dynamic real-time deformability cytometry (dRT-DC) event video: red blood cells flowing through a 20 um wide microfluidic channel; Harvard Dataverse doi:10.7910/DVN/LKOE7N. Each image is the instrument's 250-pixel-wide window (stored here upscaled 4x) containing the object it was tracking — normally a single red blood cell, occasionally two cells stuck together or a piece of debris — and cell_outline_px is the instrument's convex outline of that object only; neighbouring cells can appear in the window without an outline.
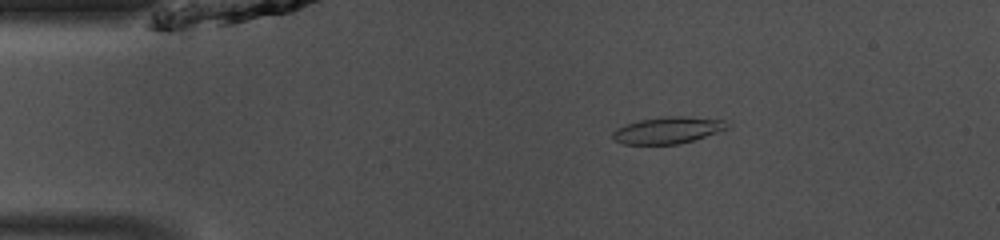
{"species": "common noctule bat (a hibernating species)", "species_latin": "Nyctalus noctula", "temperature_condition": "room temperature", "stored_images_in_passage": 47, "camera_frame_rate_fps": 3000, "um_per_image_px": 0.085, "animal": {"sex": "male", "body_mass_g": 13.0, "forearm_length_mm": 53.1}, "frame": {"image": 1, "passage_image": 8, "time_ms": 2.333, "image_size_px": [1000, 240], "cell_outline_px": [[728, 128], [680, 144], [624, 144], [612, 140], [612, 132], [616, 128], [640, 120], [672, 116], [680, 116], [724, 120], [728, 124]], "centroid_in_image_um": [56.71, 11.08], "position_along_channel_um": 28.3, "area_um2": 17.46}}
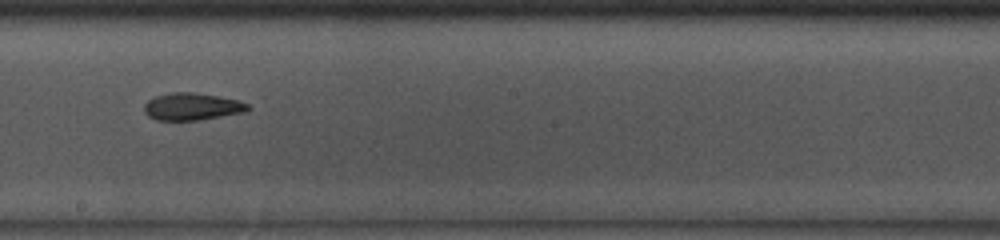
{"frame": {"image": 2, "passage_image": 26, "time_ms": 8.333, "image_size_px": [1000, 240], "cell_outline_px": [[252, 108], [244, 112], [196, 120], [156, 120], [148, 116], [144, 112], [144, 104], [148, 100], [156, 96], [172, 92], [192, 92], [216, 96], [236, 100], [248, 104]], "centroid_in_image_um": [16.28, 9.06], "position_along_channel_um": 231.9, "area_um2": 16.24}}
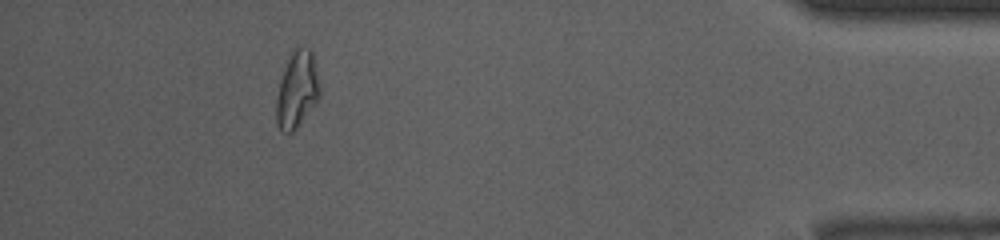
{"frame": {"image": 3, "passage_image": 43, "time_ms": 14.0, "image_size_px": [1000, 240], "cell_outline_px": [[320, 96], [316, 104], [296, 128], [292, 132], [280, 132], [276, 124], [276, 100], [280, 80], [292, 48], [312, 48], [320, 88]], "centroid_in_image_um": [25.25, 7.63], "position_along_channel_um": 410.0, "area_um2": 19.54}, "authors_computed_cell_mechanics": {"area_um2": 16.9932, "velocity_mm_per_s": 4.1249, "shape_relaxation_time_tau1_ms": null, "shape_relaxation_time_tau2_ms": 4.781, "deformation_change_tau1": null, "deformation_change_tau2": 0.069}}